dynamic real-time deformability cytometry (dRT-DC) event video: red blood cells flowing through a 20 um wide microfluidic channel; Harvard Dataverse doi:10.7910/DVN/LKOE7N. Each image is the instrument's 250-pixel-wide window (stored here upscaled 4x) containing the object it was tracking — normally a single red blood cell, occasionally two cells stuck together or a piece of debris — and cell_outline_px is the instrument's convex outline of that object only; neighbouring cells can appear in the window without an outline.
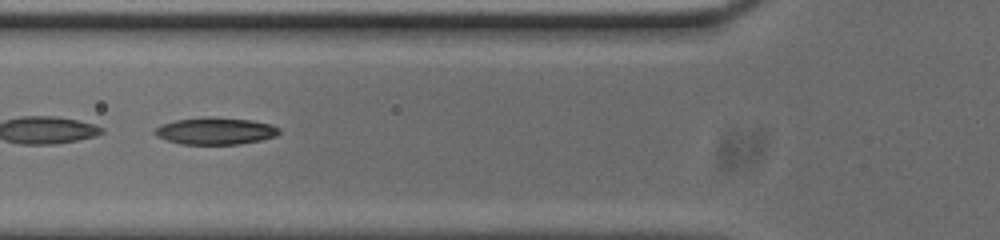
{"species": "common noctule bat (a hibernating species)", "species_latin": "Nyctalus noctula", "temperature_condition": "cold", "stored_images_in_passage": 51, "camera_frame_rate_fps": 3000, "um_per_image_px": 0.085, "animal": {"sex": "male", "body_mass_g": 20.0, "forearm_length_mm": 53.3}, "frame": {"image": 1, "passage_image": 18, "time_ms": 5.667, "image_size_px": [1000, 240], "cell_outline_px": [[280, 132], [276, 136], [260, 140], [240, 144], [180, 144], [156, 136], [152, 132], [160, 124], [176, 120], [208, 116], [252, 120], [272, 124], [280, 128]], "centroid_in_image_um": [18.31, 11.12], "position_along_channel_um": 107.5, "area_um2": 19.71}}
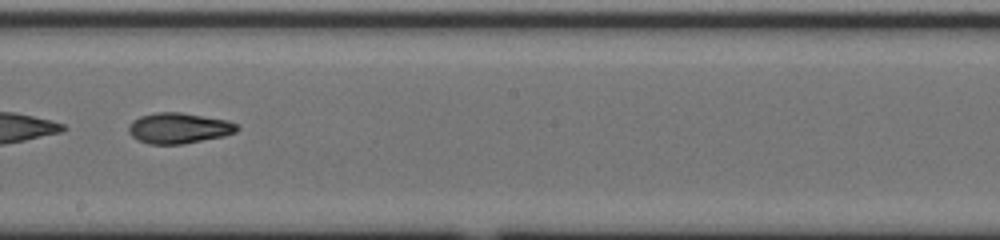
{"frame": {"image": 2, "passage_image": 28, "time_ms": 9.0, "image_size_px": [1000, 240], "cell_outline_px": [[240, 128], [236, 132], [224, 136], [180, 144], [148, 144], [132, 136], [128, 132], [128, 128], [132, 120], [140, 116], [156, 112], [180, 112], [228, 120], [236, 124]], "centroid_in_image_um": [15.19, 10.88], "position_along_channel_um": 233.0, "area_um2": 19.31}, "authors_computed_cell_mechanics": {"area_um2": 19.7098, "velocity_mm_per_s": 3.7701, "shape_relaxation_time_tau1_ms": 4.3711, "shape_relaxation_time_tau2_ms": 3.9833, "deformation_change_tau1": 0.1673, "deformation_change_tau2": 0.1083}}